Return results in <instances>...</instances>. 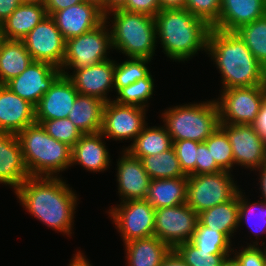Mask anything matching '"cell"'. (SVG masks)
Returning a JSON list of instances; mask_svg holds the SVG:
<instances>
[{
	"label": "cell",
	"instance_id": "cell-19",
	"mask_svg": "<svg viewBox=\"0 0 266 266\" xmlns=\"http://www.w3.org/2000/svg\"><path fill=\"white\" fill-rule=\"evenodd\" d=\"M122 151L116 169L118 194L121 197V202L145 199L151 179L139 158L132 156L125 149Z\"/></svg>",
	"mask_w": 266,
	"mask_h": 266
},
{
	"label": "cell",
	"instance_id": "cell-14",
	"mask_svg": "<svg viewBox=\"0 0 266 266\" xmlns=\"http://www.w3.org/2000/svg\"><path fill=\"white\" fill-rule=\"evenodd\" d=\"M219 126L229 138L234 165L256 171L266 163V143L252 125L219 123Z\"/></svg>",
	"mask_w": 266,
	"mask_h": 266
},
{
	"label": "cell",
	"instance_id": "cell-6",
	"mask_svg": "<svg viewBox=\"0 0 266 266\" xmlns=\"http://www.w3.org/2000/svg\"><path fill=\"white\" fill-rule=\"evenodd\" d=\"M161 116L172 141L204 142L220 123L218 105L214 99L170 107Z\"/></svg>",
	"mask_w": 266,
	"mask_h": 266
},
{
	"label": "cell",
	"instance_id": "cell-32",
	"mask_svg": "<svg viewBox=\"0 0 266 266\" xmlns=\"http://www.w3.org/2000/svg\"><path fill=\"white\" fill-rule=\"evenodd\" d=\"M241 190H239V227L243 223L246 224L258 240L261 233L266 235V203L262 200L248 202Z\"/></svg>",
	"mask_w": 266,
	"mask_h": 266
},
{
	"label": "cell",
	"instance_id": "cell-13",
	"mask_svg": "<svg viewBox=\"0 0 266 266\" xmlns=\"http://www.w3.org/2000/svg\"><path fill=\"white\" fill-rule=\"evenodd\" d=\"M22 41L34 61L46 62L61 69L65 55V40L50 15Z\"/></svg>",
	"mask_w": 266,
	"mask_h": 266
},
{
	"label": "cell",
	"instance_id": "cell-1",
	"mask_svg": "<svg viewBox=\"0 0 266 266\" xmlns=\"http://www.w3.org/2000/svg\"><path fill=\"white\" fill-rule=\"evenodd\" d=\"M14 193L31 216L47 227L72 234L77 194L60 177H29Z\"/></svg>",
	"mask_w": 266,
	"mask_h": 266
},
{
	"label": "cell",
	"instance_id": "cell-28",
	"mask_svg": "<svg viewBox=\"0 0 266 266\" xmlns=\"http://www.w3.org/2000/svg\"><path fill=\"white\" fill-rule=\"evenodd\" d=\"M206 227L224 233L230 240L239 229V192L229 201L215 205L198 214Z\"/></svg>",
	"mask_w": 266,
	"mask_h": 266
},
{
	"label": "cell",
	"instance_id": "cell-47",
	"mask_svg": "<svg viewBox=\"0 0 266 266\" xmlns=\"http://www.w3.org/2000/svg\"><path fill=\"white\" fill-rule=\"evenodd\" d=\"M21 3V0H0V25Z\"/></svg>",
	"mask_w": 266,
	"mask_h": 266
},
{
	"label": "cell",
	"instance_id": "cell-18",
	"mask_svg": "<svg viewBox=\"0 0 266 266\" xmlns=\"http://www.w3.org/2000/svg\"><path fill=\"white\" fill-rule=\"evenodd\" d=\"M78 94L73 82L62 74L35 106L36 123L67 118Z\"/></svg>",
	"mask_w": 266,
	"mask_h": 266
},
{
	"label": "cell",
	"instance_id": "cell-7",
	"mask_svg": "<svg viewBox=\"0 0 266 266\" xmlns=\"http://www.w3.org/2000/svg\"><path fill=\"white\" fill-rule=\"evenodd\" d=\"M109 23L104 21L94 30L65 41L62 73H68L67 69L76 70L110 59L107 57L108 50L112 49Z\"/></svg>",
	"mask_w": 266,
	"mask_h": 266
},
{
	"label": "cell",
	"instance_id": "cell-11",
	"mask_svg": "<svg viewBox=\"0 0 266 266\" xmlns=\"http://www.w3.org/2000/svg\"><path fill=\"white\" fill-rule=\"evenodd\" d=\"M198 223V213L187 203L155 209L154 236L170 248L191 241Z\"/></svg>",
	"mask_w": 266,
	"mask_h": 266
},
{
	"label": "cell",
	"instance_id": "cell-38",
	"mask_svg": "<svg viewBox=\"0 0 266 266\" xmlns=\"http://www.w3.org/2000/svg\"><path fill=\"white\" fill-rule=\"evenodd\" d=\"M189 266H222L223 260L229 254H212V251L198 249L190 241L174 248Z\"/></svg>",
	"mask_w": 266,
	"mask_h": 266
},
{
	"label": "cell",
	"instance_id": "cell-43",
	"mask_svg": "<svg viewBox=\"0 0 266 266\" xmlns=\"http://www.w3.org/2000/svg\"><path fill=\"white\" fill-rule=\"evenodd\" d=\"M223 171L215 162L205 142H200L197 147L196 175L213 174Z\"/></svg>",
	"mask_w": 266,
	"mask_h": 266
},
{
	"label": "cell",
	"instance_id": "cell-42",
	"mask_svg": "<svg viewBox=\"0 0 266 266\" xmlns=\"http://www.w3.org/2000/svg\"><path fill=\"white\" fill-rule=\"evenodd\" d=\"M253 244H247V246L240 247L242 250L236 251L232 249V255L238 259L241 266H266V247L263 249L258 247V241Z\"/></svg>",
	"mask_w": 266,
	"mask_h": 266
},
{
	"label": "cell",
	"instance_id": "cell-53",
	"mask_svg": "<svg viewBox=\"0 0 266 266\" xmlns=\"http://www.w3.org/2000/svg\"><path fill=\"white\" fill-rule=\"evenodd\" d=\"M222 266H241V264L234 255L231 257L229 254L223 260Z\"/></svg>",
	"mask_w": 266,
	"mask_h": 266
},
{
	"label": "cell",
	"instance_id": "cell-9",
	"mask_svg": "<svg viewBox=\"0 0 266 266\" xmlns=\"http://www.w3.org/2000/svg\"><path fill=\"white\" fill-rule=\"evenodd\" d=\"M265 93L266 85L221 90V96L215 99L220 123L251 125Z\"/></svg>",
	"mask_w": 266,
	"mask_h": 266
},
{
	"label": "cell",
	"instance_id": "cell-16",
	"mask_svg": "<svg viewBox=\"0 0 266 266\" xmlns=\"http://www.w3.org/2000/svg\"><path fill=\"white\" fill-rule=\"evenodd\" d=\"M114 71L115 61L108 59L94 65L73 70L72 75L69 72L62 74L73 82L79 94L93 96L108 102L111 101V98H108L107 95L110 91L114 90Z\"/></svg>",
	"mask_w": 266,
	"mask_h": 266
},
{
	"label": "cell",
	"instance_id": "cell-54",
	"mask_svg": "<svg viewBox=\"0 0 266 266\" xmlns=\"http://www.w3.org/2000/svg\"><path fill=\"white\" fill-rule=\"evenodd\" d=\"M84 2L91 3L100 8L105 15V0H83Z\"/></svg>",
	"mask_w": 266,
	"mask_h": 266
},
{
	"label": "cell",
	"instance_id": "cell-34",
	"mask_svg": "<svg viewBox=\"0 0 266 266\" xmlns=\"http://www.w3.org/2000/svg\"><path fill=\"white\" fill-rule=\"evenodd\" d=\"M198 249L212 251V254L232 253V240L224 233L203 226L199 221L190 241Z\"/></svg>",
	"mask_w": 266,
	"mask_h": 266
},
{
	"label": "cell",
	"instance_id": "cell-20",
	"mask_svg": "<svg viewBox=\"0 0 266 266\" xmlns=\"http://www.w3.org/2000/svg\"><path fill=\"white\" fill-rule=\"evenodd\" d=\"M34 123L35 106L0 84V131L17 134Z\"/></svg>",
	"mask_w": 266,
	"mask_h": 266
},
{
	"label": "cell",
	"instance_id": "cell-40",
	"mask_svg": "<svg viewBox=\"0 0 266 266\" xmlns=\"http://www.w3.org/2000/svg\"><path fill=\"white\" fill-rule=\"evenodd\" d=\"M222 0H186L184 9L211 27L218 21Z\"/></svg>",
	"mask_w": 266,
	"mask_h": 266
},
{
	"label": "cell",
	"instance_id": "cell-41",
	"mask_svg": "<svg viewBox=\"0 0 266 266\" xmlns=\"http://www.w3.org/2000/svg\"><path fill=\"white\" fill-rule=\"evenodd\" d=\"M199 143L192 140L173 141V147L181 169L187 176L196 175L197 147Z\"/></svg>",
	"mask_w": 266,
	"mask_h": 266
},
{
	"label": "cell",
	"instance_id": "cell-31",
	"mask_svg": "<svg viewBox=\"0 0 266 266\" xmlns=\"http://www.w3.org/2000/svg\"><path fill=\"white\" fill-rule=\"evenodd\" d=\"M140 160L151 180L187 177L181 169L174 147L157 155L142 157Z\"/></svg>",
	"mask_w": 266,
	"mask_h": 266
},
{
	"label": "cell",
	"instance_id": "cell-39",
	"mask_svg": "<svg viewBox=\"0 0 266 266\" xmlns=\"http://www.w3.org/2000/svg\"><path fill=\"white\" fill-rule=\"evenodd\" d=\"M41 125L48 135L65 143L71 148L83 135L68 117L63 119L45 120Z\"/></svg>",
	"mask_w": 266,
	"mask_h": 266
},
{
	"label": "cell",
	"instance_id": "cell-51",
	"mask_svg": "<svg viewBox=\"0 0 266 266\" xmlns=\"http://www.w3.org/2000/svg\"><path fill=\"white\" fill-rule=\"evenodd\" d=\"M73 258L70 260L69 266H92L86 258V256L79 250L76 254H73Z\"/></svg>",
	"mask_w": 266,
	"mask_h": 266
},
{
	"label": "cell",
	"instance_id": "cell-55",
	"mask_svg": "<svg viewBox=\"0 0 266 266\" xmlns=\"http://www.w3.org/2000/svg\"><path fill=\"white\" fill-rule=\"evenodd\" d=\"M22 3L40 4L44 5L45 0H21Z\"/></svg>",
	"mask_w": 266,
	"mask_h": 266
},
{
	"label": "cell",
	"instance_id": "cell-52",
	"mask_svg": "<svg viewBox=\"0 0 266 266\" xmlns=\"http://www.w3.org/2000/svg\"><path fill=\"white\" fill-rule=\"evenodd\" d=\"M127 0H105V15L111 11L122 9Z\"/></svg>",
	"mask_w": 266,
	"mask_h": 266
},
{
	"label": "cell",
	"instance_id": "cell-36",
	"mask_svg": "<svg viewBox=\"0 0 266 266\" xmlns=\"http://www.w3.org/2000/svg\"><path fill=\"white\" fill-rule=\"evenodd\" d=\"M147 58H128L122 63L115 62L114 91L117 93L121 88L126 87L138 79L145 78L150 70Z\"/></svg>",
	"mask_w": 266,
	"mask_h": 266
},
{
	"label": "cell",
	"instance_id": "cell-5",
	"mask_svg": "<svg viewBox=\"0 0 266 266\" xmlns=\"http://www.w3.org/2000/svg\"><path fill=\"white\" fill-rule=\"evenodd\" d=\"M110 15L112 49L120 50L127 58L151 60L157 46L154 17L117 9L107 13L105 21L111 19Z\"/></svg>",
	"mask_w": 266,
	"mask_h": 266
},
{
	"label": "cell",
	"instance_id": "cell-30",
	"mask_svg": "<svg viewBox=\"0 0 266 266\" xmlns=\"http://www.w3.org/2000/svg\"><path fill=\"white\" fill-rule=\"evenodd\" d=\"M173 147V141L165 126H145L130 146L123 148L132 156L141 159L157 155Z\"/></svg>",
	"mask_w": 266,
	"mask_h": 266
},
{
	"label": "cell",
	"instance_id": "cell-45",
	"mask_svg": "<svg viewBox=\"0 0 266 266\" xmlns=\"http://www.w3.org/2000/svg\"><path fill=\"white\" fill-rule=\"evenodd\" d=\"M251 125L259 135L261 140L266 143V93L262 100L259 113L257 114L255 121Z\"/></svg>",
	"mask_w": 266,
	"mask_h": 266
},
{
	"label": "cell",
	"instance_id": "cell-17",
	"mask_svg": "<svg viewBox=\"0 0 266 266\" xmlns=\"http://www.w3.org/2000/svg\"><path fill=\"white\" fill-rule=\"evenodd\" d=\"M64 40L94 30L105 21V15L96 5L81 2L50 15Z\"/></svg>",
	"mask_w": 266,
	"mask_h": 266
},
{
	"label": "cell",
	"instance_id": "cell-2",
	"mask_svg": "<svg viewBox=\"0 0 266 266\" xmlns=\"http://www.w3.org/2000/svg\"><path fill=\"white\" fill-rule=\"evenodd\" d=\"M206 54L221 72V90L266 85V68L236 31L212 28Z\"/></svg>",
	"mask_w": 266,
	"mask_h": 266
},
{
	"label": "cell",
	"instance_id": "cell-33",
	"mask_svg": "<svg viewBox=\"0 0 266 266\" xmlns=\"http://www.w3.org/2000/svg\"><path fill=\"white\" fill-rule=\"evenodd\" d=\"M255 58L266 68V15L236 30Z\"/></svg>",
	"mask_w": 266,
	"mask_h": 266
},
{
	"label": "cell",
	"instance_id": "cell-49",
	"mask_svg": "<svg viewBox=\"0 0 266 266\" xmlns=\"http://www.w3.org/2000/svg\"><path fill=\"white\" fill-rule=\"evenodd\" d=\"M186 0H159L161 9H184Z\"/></svg>",
	"mask_w": 266,
	"mask_h": 266
},
{
	"label": "cell",
	"instance_id": "cell-15",
	"mask_svg": "<svg viewBox=\"0 0 266 266\" xmlns=\"http://www.w3.org/2000/svg\"><path fill=\"white\" fill-rule=\"evenodd\" d=\"M61 75V69L46 62L33 61L26 70L8 81L5 86L36 106Z\"/></svg>",
	"mask_w": 266,
	"mask_h": 266
},
{
	"label": "cell",
	"instance_id": "cell-10",
	"mask_svg": "<svg viewBox=\"0 0 266 266\" xmlns=\"http://www.w3.org/2000/svg\"><path fill=\"white\" fill-rule=\"evenodd\" d=\"M112 207L106 213L113 219L123 243L154 236L155 209L146 199L128 200Z\"/></svg>",
	"mask_w": 266,
	"mask_h": 266
},
{
	"label": "cell",
	"instance_id": "cell-29",
	"mask_svg": "<svg viewBox=\"0 0 266 266\" xmlns=\"http://www.w3.org/2000/svg\"><path fill=\"white\" fill-rule=\"evenodd\" d=\"M22 40L3 39L0 43V84L20 75L33 62Z\"/></svg>",
	"mask_w": 266,
	"mask_h": 266
},
{
	"label": "cell",
	"instance_id": "cell-56",
	"mask_svg": "<svg viewBox=\"0 0 266 266\" xmlns=\"http://www.w3.org/2000/svg\"><path fill=\"white\" fill-rule=\"evenodd\" d=\"M3 39H4L3 38V34H2V31H1V27H0V43L2 42Z\"/></svg>",
	"mask_w": 266,
	"mask_h": 266
},
{
	"label": "cell",
	"instance_id": "cell-23",
	"mask_svg": "<svg viewBox=\"0 0 266 266\" xmlns=\"http://www.w3.org/2000/svg\"><path fill=\"white\" fill-rule=\"evenodd\" d=\"M104 141V136L100 132L83 134L72 147L71 166L76 163L93 173L109 169L110 153Z\"/></svg>",
	"mask_w": 266,
	"mask_h": 266
},
{
	"label": "cell",
	"instance_id": "cell-4",
	"mask_svg": "<svg viewBox=\"0 0 266 266\" xmlns=\"http://www.w3.org/2000/svg\"><path fill=\"white\" fill-rule=\"evenodd\" d=\"M16 136L30 177H58L71 167L72 148L48 135L41 124L27 126Z\"/></svg>",
	"mask_w": 266,
	"mask_h": 266
},
{
	"label": "cell",
	"instance_id": "cell-26",
	"mask_svg": "<svg viewBox=\"0 0 266 266\" xmlns=\"http://www.w3.org/2000/svg\"><path fill=\"white\" fill-rule=\"evenodd\" d=\"M105 103L99 98L78 94L68 118L82 134L99 133Z\"/></svg>",
	"mask_w": 266,
	"mask_h": 266
},
{
	"label": "cell",
	"instance_id": "cell-22",
	"mask_svg": "<svg viewBox=\"0 0 266 266\" xmlns=\"http://www.w3.org/2000/svg\"><path fill=\"white\" fill-rule=\"evenodd\" d=\"M266 15V0H222L218 21L212 28L236 31Z\"/></svg>",
	"mask_w": 266,
	"mask_h": 266
},
{
	"label": "cell",
	"instance_id": "cell-12",
	"mask_svg": "<svg viewBox=\"0 0 266 266\" xmlns=\"http://www.w3.org/2000/svg\"><path fill=\"white\" fill-rule=\"evenodd\" d=\"M146 109L135 105H121L114 101L105 103L100 133L115 141H133L147 126Z\"/></svg>",
	"mask_w": 266,
	"mask_h": 266
},
{
	"label": "cell",
	"instance_id": "cell-48",
	"mask_svg": "<svg viewBox=\"0 0 266 266\" xmlns=\"http://www.w3.org/2000/svg\"><path fill=\"white\" fill-rule=\"evenodd\" d=\"M160 266H189L187 265L179 253L171 248L170 251L166 254L162 260Z\"/></svg>",
	"mask_w": 266,
	"mask_h": 266
},
{
	"label": "cell",
	"instance_id": "cell-3",
	"mask_svg": "<svg viewBox=\"0 0 266 266\" xmlns=\"http://www.w3.org/2000/svg\"><path fill=\"white\" fill-rule=\"evenodd\" d=\"M156 39L164 54L173 61L184 62L207 52L212 27L186 9H161L154 17ZM160 40V41H159Z\"/></svg>",
	"mask_w": 266,
	"mask_h": 266
},
{
	"label": "cell",
	"instance_id": "cell-46",
	"mask_svg": "<svg viewBox=\"0 0 266 266\" xmlns=\"http://www.w3.org/2000/svg\"><path fill=\"white\" fill-rule=\"evenodd\" d=\"M83 2V0H45L44 6L48 15Z\"/></svg>",
	"mask_w": 266,
	"mask_h": 266
},
{
	"label": "cell",
	"instance_id": "cell-27",
	"mask_svg": "<svg viewBox=\"0 0 266 266\" xmlns=\"http://www.w3.org/2000/svg\"><path fill=\"white\" fill-rule=\"evenodd\" d=\"M127 266H160L170 247L156 236L124 243Z\"/></svg>",
	"mask_w": 266,
	"mask_h": 266
},
{
	"label": "cell",
	"instance_id": "cell-21",
	"mask_svg": "<svg viewBox=\"0 0 266 266\" xmlns=\"http://www.w3.org/2000/svg\"><path fill=\"white\" fill-rule=\"evenodd\" d=\"M29 177L16 134L0 131V184L16 190Z\"/></svg>",
	"mask_w": 266,
	"mask_h": 266
},
{
	"label": "cell",
	"instance_id": "cell-37",
	"mask_svg": "<svg viewBox=\"0 0 266 266\" xmlns=\"http://www.w3.org/2000/svg\"><path fill=\"white\" fill-rule=\"evenodd\" d=\"M204 142L207 144L208 150L216 164L222 170L232 172V167H234V157L226 132L218 126V128Z\"/></svg>",
	"mask_w": 266,
	"mask_h": 266
},
{
	"label": "cell",
	"instance_id": "cell-24",
	"mask_svg": "<svg viewBox=\"0 0 266 266\" xmlns=\"http://www.w3.org/2000/svg\"><path fill=\"white\" fill-rule=\"evenodd\" d=\"M48 16L44 5L21 3L13 13L1 23L3 38L22 40L44 18Z\"/></svg>",
	"mask_w": 266,
	"mask_h": 266
},
{
	"label": "cell",
	"instance_id": "cell-8",
	"mask_svg": "<svg viewBox=\"0 0 266 266\" xmlns=\"http://www.w3.org/2000/svg\"><path fill=\"white\" fill-rule=\"evenodd\" d=\"M229 171L188 175L186 203L198 214L231 200L240 190Z\"/></svg>",
	"mask_w": 266,
	"mask_h": 266
},
{
	"label": "cell",
	"instance_id": "cell-50",
	"mask_svg": "<svg viewBox=\"0 0 266 266\" xmlns=\"http://www.w3.org/2000/svg\"><path fill=\"white\" fill-rule=\"evenodd\" d=\"M259 171V185H260V188L261 189V194H262V197L260 200L264 201L266 203V163L264 165H262L258 170L257 172Z\"/></svg>",
	"mask_w": 266,
	"mask_h": 266
},
{
	"label": "cell",
	"instance_id": "cell-35",
	"mask_svg": "<svg viewBox=\"0 0 266 266\" xmlns=\"http://www.w3.org/2000/svg\"><path fill=\"white\" fill-rule=\"evenodd\" d=\"M154 92V79L151 72L142 79L121 88L116 94L115 102L121 105H135L142 108L148 107V100Z\"/></svg>",
	"mask_w": 266,
	"mask_h": 266
},
{
	"label": "cell",
	"instance_id": "cell-25",
	"mask_svg": "<svg viewBox=\"0 0 266 266\" xmlns=\"http://www.w3.org/2000/svg\"><path fill=\"white\" fill-rule=\"evenodd\" d=\"M188 176L153 179L149 183L147 202L154 208L174 207L187 200Z\"/></svg>",
	"mask_w": 266,
	"mask_h": 266
},
{
	"label": "cell",
	"instance_id": "cell-44",
	"mask_svg": "<svg viewBox=\"0 0 266 266\" xmlns=\"http://www.w3.org/2000/svg\"><path fill=\"white\" fill-rule=\"evenodd\" d=\"M122 10L155 17L161 7L159 0H127Z\"/></svg>",
	"mask_w": 266,
	"mask_h": 266
}]
</instances>
